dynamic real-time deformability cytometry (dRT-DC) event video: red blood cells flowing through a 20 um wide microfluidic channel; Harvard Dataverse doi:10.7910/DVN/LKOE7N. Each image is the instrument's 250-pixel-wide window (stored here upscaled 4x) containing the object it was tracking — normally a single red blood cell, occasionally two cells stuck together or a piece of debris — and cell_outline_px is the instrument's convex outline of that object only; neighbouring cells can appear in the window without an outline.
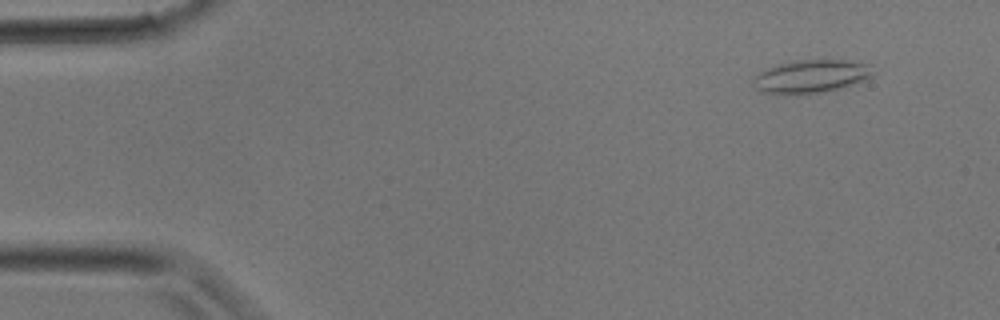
{"species": "common noctule bat (a hibernating species)", "species_latin": "Nyctalus noctula", "temperature_condition": "room temperature", "stored_images_in_passage": 31, "camera_frame_rate_fps": 3000, "um_per_image_px": 0.085, "animal": {"sex": "male", "body_mass_g": 17.9}, "frame": {"image": 1, "passage_image": 1, "time_ms": 0.0, "image_size_px": [1000, 320], "cell_outline_px": [[872, 76], [864, 80], [836, 88], [796, 96], [784, 96], [760, 92], [752, 84], [752, 76], [764, 68], [792, 60], [844, 60], [872, 64]], "centroid_in_image_um": [68.81, 6.5], "position_along_channel_um": 16.2, "area_um2": 23.52}}
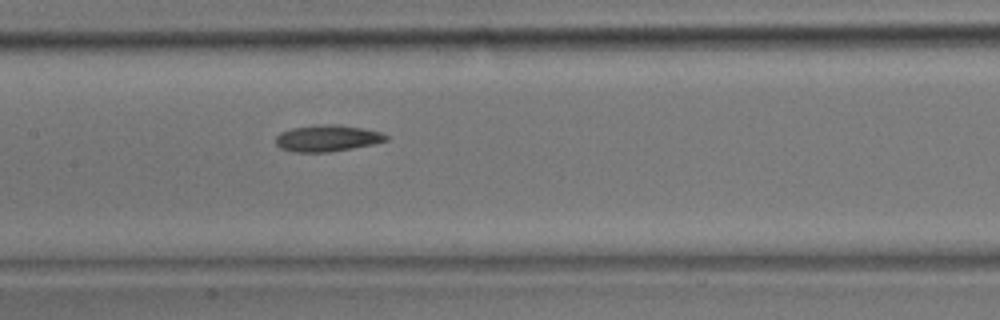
{"frame": {"image": 2, "passage_image": 14, "time_ms": 4.333, "image_size_px": [1000, 320], "cell_outline_px": [[388, 140], [372, 144], [352, 148], [328, 152], [292, 152], [280, 148], [276, 144], [276, 136], [280, 132], [292, 128], [328, 124], [336, 124], [360, 128], [380, 132], [388, 136]], "centroid_in_image_um": [27.78, 11.76], "position_along_channel_um": 179.6, "area_um2": 16.82}}
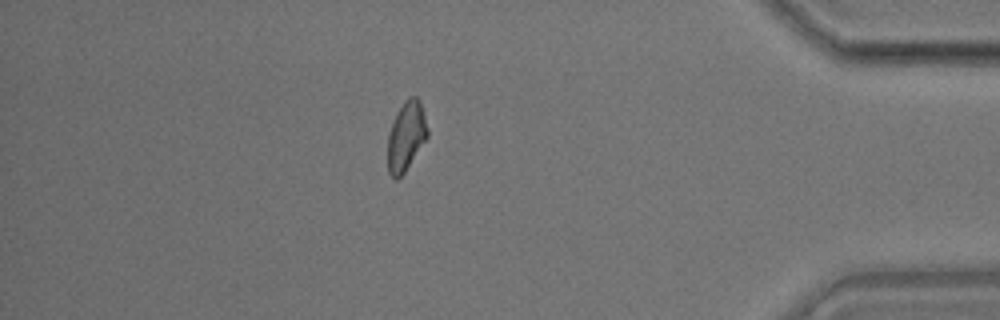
{"frame": {"image": 3, "passage_image": 27, "time_ms": 8.667, "image_size_px": [1000, 320], "cell_outline_px": [[428, 136], [404, 172], [396, 180], [388, 172], [388, 132], [392, 120], [396, 112], [404, 100], [408, 96], [416, 96], [420, 100], [428, 128]], "centroid_in_image_um": [34.51, 11.52], "position_along_channel_um": 400.7, "area_um2": 16.13}}